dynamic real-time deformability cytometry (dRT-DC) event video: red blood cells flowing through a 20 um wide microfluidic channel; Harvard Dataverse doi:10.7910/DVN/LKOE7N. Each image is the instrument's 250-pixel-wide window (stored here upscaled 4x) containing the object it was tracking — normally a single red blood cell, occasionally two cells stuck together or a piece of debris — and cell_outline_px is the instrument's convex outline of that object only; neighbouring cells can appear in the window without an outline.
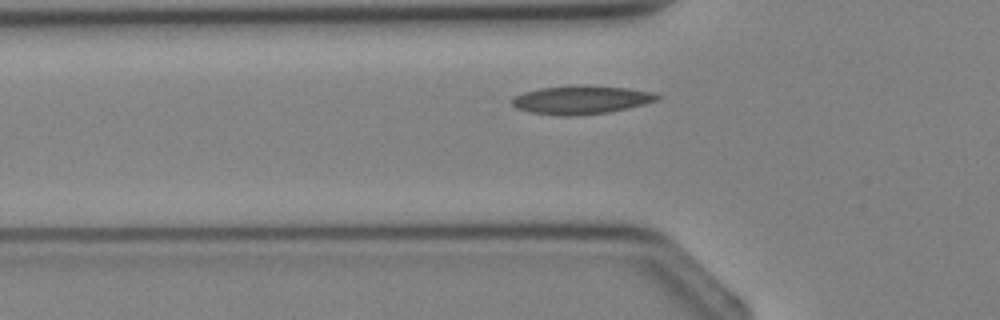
{"species": "Egyptian fruit bat (a non-hibernating species)", "species_latin": "Rousettus aegyptiacus", "temperature_condition": "cold", "stored_images_in_passage": 3, "camera_frame_rate_fps": 3000, "um_per_image_px": 0.085, "animal": {"sex": "female"}, "frame": {"image": 1, "passage_image": 3, "time_ms": 2.333, "image_size_px": [1000, 320], "cell_outline_px": [[660, 96], [656, 100], [644, 104], [628, 108], [608, 112], [576, 116], [560, 116], [532, 112], [516, 108], [512, 104], [512, 100], [516, 96], [524, 92], [540, 88], [568, 84], [584, 84], [628, 88], [652, 92]], "centroid_in_image_um": [49.39, 8.47], "position_along_channel_um": 76.4, "area_um2": 24.28}}